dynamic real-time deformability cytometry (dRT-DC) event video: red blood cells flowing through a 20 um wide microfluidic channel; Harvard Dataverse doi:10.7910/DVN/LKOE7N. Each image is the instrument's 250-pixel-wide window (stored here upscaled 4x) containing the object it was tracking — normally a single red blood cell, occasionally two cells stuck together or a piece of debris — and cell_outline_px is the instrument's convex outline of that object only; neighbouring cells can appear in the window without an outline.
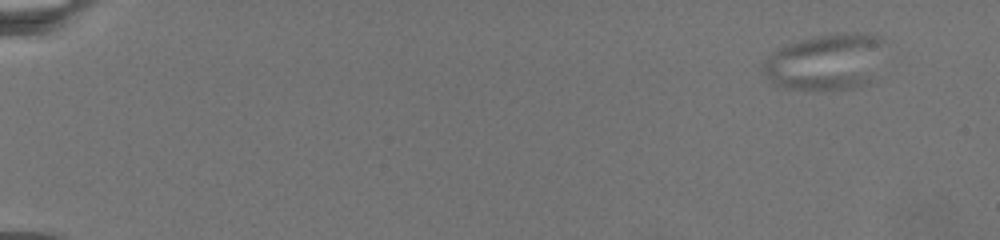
{"species": "common noctule bat (a hibernating species)", "species_latin": "Nyctalus noctula", "temperature_condition": "warm", "stored_images_in_passage": 49, "camera_frame_rate_fps": 3000, "um_per_image_px": 0.085, "animal": {"sex": "female", "body_mass_g": 19.5, "forearm_length_mm": 54.1}, "frame": {"image": 1, "passage_image": 6, "time_ms": 2.0, "image_size_px": [1000, 240], "cell_outline_px": [[884, 40], [864, 84], [848, 88], [784, 88], [776, 84], [760, 68], [768, 56], [780, 48], [788, 44], [820, 36], [880, 36]], "centroid_in_image_um": [70.02, 5.29], "position_along_channel_um": 15.0, "area_um2": 36.65}}
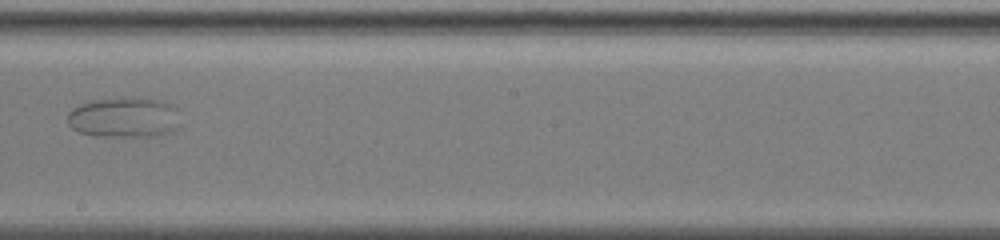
{"frame": {"image": 2, "passage_image": 34, "time_ms": 16.0, "image_size_px": [1000, 240], "cell_outline_px": [[176, 128], [168, 132], [156, 136], [96, 136], [80, 132], [72, 128], [68, 124], [68, 112], [72, 108], [80, 104], [92, 100], [132, 96], [160, 100], [172, 104], [176, 108]], "centroid_in_image_um": [10.5, 9.96], "position_along_channel_um": 237.7, "area_um2": 26.53}}
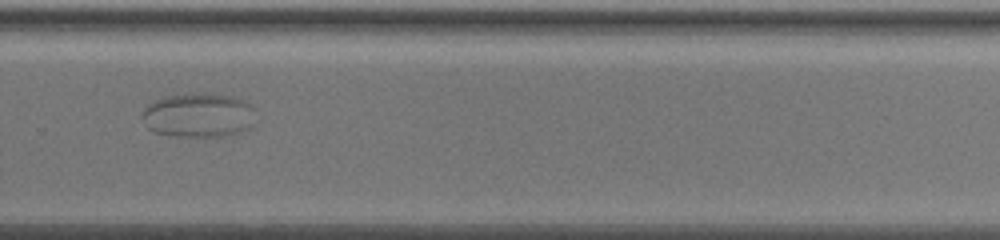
{"frame": {"image": 3, "passage_image": 39, "time_ms": 18.667, "image_size_px": [1000, 240], "cell_outline_px": [[248, 128], [240, 132], [220, 136], [172, 136], [152, 132], [144, 124], [140, 116], [144, 108], [148, 104], [164, 96], [192, 92], [204, 92], [228, 96], [244, 100], [248, 104]], "centroid_in_image_um": [16.69, 9.78], "position_along_channel_um": 313.1, "area_um2": 28.84}}